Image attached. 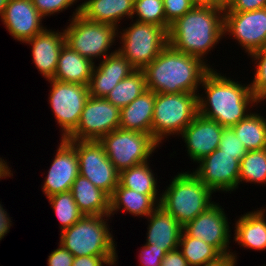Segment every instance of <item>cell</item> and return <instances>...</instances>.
Here are the masks:
<instances>
[{
	"mask_svg": "<svg viewBox=\"0 0 266 266\" xmlns=\"http://www.w3.org/2000/svg\"><path fill=\"white\" fill-rule=\"evenodd\" d=\"M129 25L118 32L122 45L117 50L135 69H144L168 45V33L154 24L135 21Z\"/></svg>",
	"mask_w": 266,
	"mask_h": 266,
	"instance_id": "ba28073f",
	"label": "cell"
},
{
	"mask_svg": "<svg viewBox=\"0 0 266 266\" xmlns=\"http://www.w3.org/2000/svg\"><path fill=\"white\" fill-rule=\"evenodd\" d=\"M135 68L117 50L94 65L88 84L89 94L96 98H105L110 91Z\"/></svg>",
	"mask_w": 266,
	"mask_h": 266,
	"instance_id": "d6986e66",
	"label": "cell"
},
{
	"mask_svg": "<svg viewBox=\"0 0 266 266\" xmlns=\"http://www.w3.org/2000/svg\"><path fill=\"white\" fill-rule=\"evenodd\" d=\"M195 6H211L220 8V0H191Z\"/></svg>",
	"mask_w": 266,
	"mask_h": 266,
	"instance_id": "7dc6e473",
	"label": "cell"
},
{
	"mask_svg": "<svg viewBox=\"0 0 266 266\" xmlns=\"http://www.w3.org/2000/svg\"><path fill=\"white\" fill-rule=\"evenodd\" d=\"M118 256H80L74 257L72 266H115Z\"/></svg>",
	"mask_w": 266,
	"mask_h": 266,
	"instance_id": "ab89813d",
	"label": "cell"
},
{
	"mask_svg": "<svg viewBox=\"0 0 266 266\" xmlns=\"http://www.w3.org/2000/svg\"><path fill=\"white\" fill-rule=\"evenodd\" d=\"M218 149L228 155H239L241 158L247 153V149L231 127L223 129Z\"/></svg>",
	"mask_w": 266,
	"mask_h": 266,
	"instance_id": "d590c367",
	"label": "cell"
},
{
	"mask_svg": "<svg viewBox=\"0 0 266 266\" xmlns=\"http://www.w3.org/2000/svg\"><path fill=\"white\" fill-rule=\"evenodd\" d=\"M95 64L65 44L61 49L52 79L88 86Z\"/></svg>",
	"mask_w": 266,
	"mask_h": 266,
	"instance_id": "d4e9b609",
	"label": "cell"
},
{
	"mask_svg": "<svg viewBox=\"0 0 266 266\" xmlns=\"http://www.w3.org/2000/svg\"><path fill=\"white\" fill-rule=\"evenodd\" d=\"M25 43L32 46L31 55L37 70L45 79H52L61 49L66 44L64 31L48 30L46 27Z\"/></svg>",
	"mask_w": 266,
	"mask_h": 266,
	"instance_id": "ffe728a7",
	"label": "cell"
},
{
	"mask_svg": "<svg viewBox=\"0 0 266 266\" xmlns=\"http://www.w3.org/2000/svg\"><path fill=\"white\" fill-rule=\"evenodd\" d=\"M210 69L209 63L168 44L143 71L147 89L155 93L198 94L202 79Z\"/></svg>",
	"mask_w": 266,
	"mask_h": 266,
	"instance_id": "3957f363",
	"label": "cell"
},
{
	"mask_svg": "<svg viewBox=\"0 0 266 266\" xmlns=\"http://www.w3.org/2000/svg\"><path fill=\"white\" fill-rule=\"evenodd\" d=\"M159 205L149 196L123 187L120 183L110 196L109 216L114 215L118 210L129 212L131 215L144 217L151 214Z\"/></svg>",
	"mask_w": 266,
	"mask_h": 266,
	"instance_id": "4316f807",
	"label": "cell"
},
{
	"mask_svg": "<svg viewBox=\"0 0 266 266\" xmlns=\"http://www.w3.org/2000/svg\"><path fill=\"white\" fill-rule=\"evenodd\" d=\"M198 115V94L156 93L152 136L160 144L170 135L182 134Z\"/></svg>",
	"mask_w": 266,
	"mask_h": 266,
	"instance_id": "52a82bcc",
	"label": "cell"
},
{
	"mask_svg": "<svg viewBox=\"0 0 266 266\" xmlns=\"http://www.w3.org/2000/svg\"><path fill=\"white\" fill-rule=\"evenodd\" d=\"M266 207L247 212L235 223L234 239L240 247L252 250H266Z\"/></svg>",
	"mask_w": 266,
	"mask_h": 266,
	"instance_id": "cb8c5ba5",
	"label": "cell"
},
{
	"mask_svg": "<svg viewBox=\"0 0 266 266\" xmlns=\"http://www.w3.org/2000/svg\"><path fill=\"white\" fill-rule=\"evenodd\" d=\"M149 162L150 160L122 170L119 176V183L125 188L149 195L159 205L161 193L158 194L157 177L155 179V174ZM158 195L160 196L158 197Z\"/></svg>",
	"mask_w": 266,
	"mask_h": 266,
	"instance_id": "83f0119b",
	"label": "cell"
},
{
	"mask_svg": "<svg viewBox=\"0 0 266 266\" xmlns=\"http://www.w3.org/2000/svg\"><path fill=\"white\" fill-rule=\"evenodd\" d=\"M133 10L134 0H86L80 3V15L85 19L117 28L124 17L132 21Z\"/></svg>",
	"mask_w": 266,
	"mask_h": 266,
	"instance_id": "7402d4cb",
	"label": "cell"
},
{
	"mask_svg": "<svg viewBox=\"0 0 266 266\" xmlns=\"http://www.w3.org/2000/svg\"><path fill=\"white\" fill-rule=\"evenodd\" d=\"M98 141L119 172L150 160L156 147L159 148L160 145L151 134L120 128L104 135Z\"/></svg>",
	"mask_w": 266,
	"mask_h": 266,
	"instance_id": "9c48e42d",
	"label": "cell"
},
{
	"mask_svg": "<svg viewBox=\"0 0 266 266\" xmlns=\"http://www.w3.org/2000/svg\"><path fill=\"white\" fill-rule=\"evenodd\" d=\"M161 266H190L188 261L182 255L181 251L177 248L165 253L161 262Z\"/></svg>",
	"mask_w": 266,
	"mask_h": 266,
	"instance_id": "7bdbcfd3",
	"label": "cell"
},
{
	"mask_svg": "<svg viewBox=\"0 0 266 266\" xmlns=\"http://www.w3.org/2000/svg\"><path fill=\"white\" fill-rule=\"evenodd\" d=\"M108 218L109 215H83L70 228L60 231L59 244L74 257L118 256Z\"/></svg>",
	"mask_w": 266,
	"mask_h": 266,
	"instance_id": "5b68a950",
	"label": "cell"
},
{
	"mask_svg": "<svg viewBox=\"0 0 266 266\" xmlns=\"http://www.w3.org/2000/svg\"><path fill=\"white\" fill-rule=\"evenodd\" d=\"M49 254L50 255L47 259L48 266H72L74 256L61 244H59V247Z\"/></svg>",
	"mask_w": 266,
	"mask_h": 266,
	"instance_id": "60d3db41",
	"label": "cell"
},
{
	"mask_svg": "<svg viewBox=\"0 0 266 266\" xmlns=\"http://www.w3.org/2000/svg\"><path fill=\"white\" fill-rule=\"evenodd\" d=\"M224 127L198 114L184 129L181 136L193 162H199L219 147Z\"/></svg>",
	"mask_w": 266,
	"mask_h": 266,
	"instance_id": "ac0fdd59",
	"label": "cell"
},
{
	"mask_svg": "<svg viewBox=\"0 0 266 266\" xmlns=\"http://www.w3.org/2000/svg\"><path fill=\"white\" fill-rule=\"evenodd\" d=\"M148 228L145 244H152L166 253L178 248L183 226L161 206L147 216Z\"/></svg>",
	"mask_w": 266,
	"mask_h": 266,
	"instance_id": "44dd1931",
	"label": "cell"
},
{
	"mask_svg": "<svg viewBox=\"0 0 266 266\" xmlns=\"http://www.w3.org/2000/svg\"><path fill=\"white\" fill-rule=\"evenodd\" d=\"M224 208L218 203L211 205L205 212L183 226L190 237L203 240L213 246L221 255H229L231 239L230 223Z\"/></svg>",
	"mask_w": 266,
	"mask_h": 266,
	"instance_id": "9a60e30c",
	"label": "cell"
},
{
	"mask_svg": "<svg viewBox=\"0 0 266 266\" xmlns=\"http://www.w3.org/2000/svg\"><path fill=\"white\" fill-rule=\"evenodd\" d=\"M233 0H220V8L225 9L228 7Z\"/></svg>",
	"mask_w": 266,
	"mask_h": 266,
	"instance_id": "681fc988",
	"label": "cell"
},
{
	"mask_svg": "<svg viewBox=\"0 0 266 266\" xmlns=\"http://www.w3.org/2000/svg\"><path fill=\"white\" fill-rule=\"evenodd\" d=\"M168 44L175 50L205 58L224 35V9L211 6H194L176 19L168 30ZM206 55V56H205ZM206 61H205V60Z\"/></svg>",
	"mask_w": 266,
	"mask_h": 266,
	"instance_id": "7a4b0ae2",
	"label": "cell"
},
{
	"mask_svg": "<svg viewBox=\"0 0 266 266\" xmlns=\"http://www.w3.org/2000/svg\"><path fill=\"white\" fill-rule=\"evenodd\" d=\"M155 94L147 89L129 105L123 107L120 110L119 128L152 135Z\"/></svg>",
	"mask_w": 266,
	"mask_h": 266,
	"instance_id": "603a6c76",
	"label": "cell"
},
{
	"mask_svg": "<svg viewBox=\"0 0 266 266\" xmlns=\"http://www.w3.org/2000/svg\"><path fill=\"white\" fill-rule=\"evenodd\" d=\"M47 199L61 224V231L70 228L83 216L71 191L55 194Z\"/></svg>",
	"mask_w": 266,
	"mask_h": 266,
	"instance_id": "d6a6232c",
	"label": "cell"
},
{
	"mask_svg": "<svg viewBox=\"0 0 266 266\" xmlns=\"http://www.w3.org/2000/svg\"><path fill=\"white\" fill-rule=\"evenodd\" d=\"M237 255L233 252L229 255H221L218 259L207 262L201 266H236Z\"/></svg>",
	"mask_w": 266,
	"mask_h": 266,
	"instance_id": "ee69618b",
	"label": "cell"
},
{
	"mask_svg": "<svg viewBox=\"0 0 266 266\" xmlns=\"http://www.w3.org/2000/svg\"><path fill=\"white\" fill-rule=\"evenodd\" d=\"M256 64L253 82L250 83L251 91L261 102L266 100V45L249 55Z\"/></svg>",
	"mask_w": 266,
	"mask_h": 266,
	"instance_id": "e575fe53",
	"label": "cell"
},
{
	"mask_svg": "<svg viewBox=\"0 0 266 266\" xmlns=\"http://www.w3.org/2000/svg\"><path fill=\"white\" fill-rule=\"evenodd\" d=\"M43 19L45 18L37 11L31 0H9L1 22L12 38L25 43L46 29L42 24Z\"/></svg>",
	"mask_w": 266,
	"mask_h": 266,
	"instance_id": "e0dca14e",
	"label": "cell"
},
{
	"mask_svg": "<svg viewBox=\"0 0 266 266\" xmlns=\"http://www.w3.org/2000/svg\"><path fill=\"white\" fill-rule=\"evenodd\" d=\"M178 249L190 266H201L221 256L213 246L203 240L188 236L184 231L181 233Z\"/></svg>",
	"mask_w": 266,
	"mask_h": 266,
	"instance_id": "4dcf8cb0",
	"label": "cell"
},
{
	"mask_svg": "<svg viewBox=\"0 0 266 266\" xmlns=\"http://www.w3.org/2000/svg\"><path fill=\"white\" fill-rule=\"evenodd\" d=\"M120 109L106 98L89 96L77 128L66 138L68 140H96L119 129Z\"/></svg>",
	"mask_w": 266,
	"mask_h": 266,
	"instance_id": "7c38bea8",
	"label": "cell"
},
{
	"mask_svg": "<svg viewBox=\"0 0 266 266\" xmlns=\"http://www.w3.org/2000/svg\"><path fill=\"white\" fill-rule=\"evenodd\" d=\"M228 34L243 47L245 53L266 45V7L246 12H224V35Z\"/></svg>",
	"mask_w": 266,
	"mask_h": 266,
	"instance_id": "5bb4252c",
	"label": "cell"
},
{
	"mask_svg": "<svg viewBox=\"0 0 266 266\" xmlns=\"http://www.w3.org/2000/svg\"><path fill=\"white\" fill-rule=\"evenodd\" d=\"M191 171L178 173L161 194V206L182 226L205 212L215 202L213 192Z\"/></svg>",
	"mask_w": 266,
	"mask_h": 266,
	"instance_id": "277c9868",
	"label": "cell"
},
{
	"mask_svg": "<svg viewBox=\"0 0 266 266\" xmlns=\"http://www.w3.org/2000/svg\"><path fill=\"white\" fill-rule=\"evenodd\" d=\"M37 11L45 18L65 11L78 0H31ZM58 12V13H57Z\"/></svg>",
	"mask_w": 266,
	"mask_h": 266,
	"instance_id": "8d00e7d4",
	"label": "cell"
},
{
	"mask_svg": "<svg viewBox=\"0 0 266 266\" xmlns=\"http://www.w3.org/2000/svg\"><path fill=\"white\" fill-rule=\"evenodd\" d=\"M9 0H0V18L2 19L5 7Z\"/></svg>",
	"mask_w": 266,
	"mask_h": 266,
	"instance_id": "c3c4849f",
	"label": "cell"
},
{
	"mask_svg": "<svg viewBox=\"0 0 266 266\" xmlns=\"http://www.w3.org/2000/svg\"><path fill=\"white\" fill-rule=\"evenodd\" d=\"M202 87L206 96L198 93V114L216 121L224 128L236 125L252 113L249 107L260 103L249 83L242 85L217 73L214 68L203 77L200 88Z\"/></svg>",
	"mask_w": 266,
	"mask_h": 266,
	"instance_id": "6da1fadb",
	"label": "cell"
},
{
	"mask_svg": "<svg viewBox=\"0 0 266 266\" xmlns=\"http://www.w3.org/2000/svg\"><path fill=\"white\" fill-rule=\"evenodd\" d=\"M239 155H228L216 149L197 162L199 167L192 172L214 193L238 189L240 175Z\"/></svg>",
	"mask_w": 266,
	"mask_h": 266,
	"instance_id": "4fadbf2b",
	"label": "cell"
},
{
	"mask_svg": "<svg viewBox=\"0 0 266 266\" xmlns=\"http://www.w3.org/2000/svg\"><path fill=\"white\" fill-rule=\"evenodd\" d=\"M50 82L49 104L57 124L61 127L60 138H67L79 123L84 105L90 96L88 86L54 79Z\"/></svg>",
	"mask_w": 266,
	"mask_h": 266,
	"instance_id": "30bf717a",
	"label": "cell"
},
{
	"mask_svg": "<svg viewBox=\"0 0 266 266\" xmlns=\"http://www.w3.org/2000/svg\"><path fill=\"white\" fill-rule=\"evenodd\" d=\"M5 210L6 209H4L0 203V240H2L7 233H9L10 227L12 226V221Z\"/></svg>",
	"mask_w": 266,
	"mask_h": 266,
	"instance_id": "f6af8a7d",
	"label": "cell"
},
{
	"mask_svg": "<svg viewBox=\"0 0 266 266\" xmlns=\"http://www.w3.org/2000/svg\"><path fill=\"white\" fill-rule=\"evenodd\" d=\"M141 248L139 252L141 266H161L166 253L163 249H157L152 244H145Z\"/></svg>",
	"mask_w": 266,
	"mask_h": 266,
	"instance_id": "f35d334b",
	"label": "cell"
},
{
	"mask_svg": "<svg viewBox=\"0 0 266 266\" xmlns=\"http://www.w3.org/2000/svg\"><path fill=\"white\" fill-rule=\"evenodd\" d=\"M8 165L6 160L0 158V179L10 177L11 175L13 176L10 170L11 168Z\"/></svg>",
	"mask_w": 266,
	"mask_h": 266,
	"instance_id": "bcb514c9",
	"label": "cell"
},
{
	"mask_svg": "<svg viewBox=\"0 0 266 266\" xmlns=\"http://www.w3.org/2000/svg\"><path fill=\"white\" fill-rule=\"evenodd\" d=\"M71 192L83 215H109L110 196L86 177L79 174L72 184Z\"/></svg>",
	"mask_w": 266,
	"mask_h": 266,
	"instance_id": "484cf974",
	"label": "cell"
},
{
	"mask_svg": "<svg viewBox=\"0 0 266 266\" xmlns=\"http://www.w3.org/2000/svg\"><path fill=\"white\" fill-rule=\"evenodd\" d=\"M247 151L266 149V118L252 112L231 127Z\"/></svg>",
	"mask_w": 266,
	"mask_h": 266,
	"instance_id": "f1b7e54d",
	"label": "cell"
},
{
	"mask_svg": "<svg viewBox=\"0 0 266 266\" xmlns=\"http://www.w3.org/2000/svg\"><path fill=\"white\" fill-rule=\"evenodd\" d=\"M78 156L79 174L111 196L119 184L120 172L108 159L103 146L96 140H69Z\"/></svg>",
	"mask_w": 266,
	"mask_h": 266,
	"instance_id": "8fae6325",
	"label": "cell"
},
{
	"mask_svg": "<svg viewBox=\"0 0 266 266\" xmlns=\"http://www.w3.org/2000/svg\"><path fill=\"white\" fill-rule=\"evenodd\" d=\"M134 16L138 17L135 20L137 22L154 24L164 28L167 32L170 28L166 22L163 0H134L132 22Z\"/></svg>",
	"mask_w": 266,
	"mask_h": 266,
	"instance_id": "836d02e7",
	"label": "cell"
},
{
	"mask_svg": "<svg viewBox=\"0 0 266 266\" xmlns=\"http://www.w3.org/2000/svg\"><path fill=\"white\" fill-rule=\"evenodd\" d=\"M166 22L170 25L195 5L191 0H163Z\"/></svg>",
	"mask_w": 266,
	"mask_h": 266,
	"instance_id": "74e56055",
	"label": "cell"
},
{
	"mask_svg": "<svg viewBox=\"0 0 266 266\" xmlns=\"http://www.w3.org/2000/svg\"><path fill=\"white\" fill-rule=\"evenodd\" d=\"M147 90L143 69H135L121 80L105 97L120 110Z\"/></svg>",
	"mask_w": 266,
	"mask_h": 266,
	"instance_id": "f546056e",
	"label": "cell"
},
{
	"mask_svg": "<svg viewBox=\"0 0 266 266\" xmlns=\"http://www.w3.org/2000/svg\"><path fill=\"white\" fill-rule=\"evenodd\" d=\"M70 24L63 29L65 34V42L72 50L77 51L81 56L91 60H103L108 55L117 51L116 49L110 53L113 47L118 31L114 25L93 22L85 19L80 15V5L73 12Z\"/></svg>",
	"mask_w": 266,
	"mask_h": 266,
	"instance_id": "8992f818",
	"label": "cell"
},
{
	"mask_svg": "<svg viewBox=\"0 0 266 266\" xmlns=\"http://www.w3.org/2000/svg\"><path fill=\"white\" fill-rule=\"evenodd\" d=\"M266 185V149L247 151L240 161L239 183Z\"/></svg>",
	"mask_w": 266,
	"mask_h": 266,
	"instance_id": "1f68e13d",
	"label": "cell"
},
{
	"mask_svg": "<svg viewBox=\"0 0 266 266\" xmlns=\"http://www.w3.org/2000/svg\"><path fill=\"white\" fill-rule=\"evenodd\" d=\"M266 0H233L224 12H246L265 8Z\"/></svg>",
	"mask_w": 266,
	"mask_h": 266,
	"instance_id": "b9f144b4",
	"label": "cell"
},
{
	"mask_svg": "<svg viewBox=\"0 0 266 266\" xmlns=\"http://www.w3.org/2000/svg\"><path fill=\"white\" fill-rule=\"evenodd\" d=\"M60 141L42 185L46 197L71 191L72 184L79 175L76 147L66 138H61Z\"/></svg>",
	"mask_w": 266,
	"mask_h": 266,
	"instance_id": "2e32d148",
	"label": "cell"
}]
</instances>
